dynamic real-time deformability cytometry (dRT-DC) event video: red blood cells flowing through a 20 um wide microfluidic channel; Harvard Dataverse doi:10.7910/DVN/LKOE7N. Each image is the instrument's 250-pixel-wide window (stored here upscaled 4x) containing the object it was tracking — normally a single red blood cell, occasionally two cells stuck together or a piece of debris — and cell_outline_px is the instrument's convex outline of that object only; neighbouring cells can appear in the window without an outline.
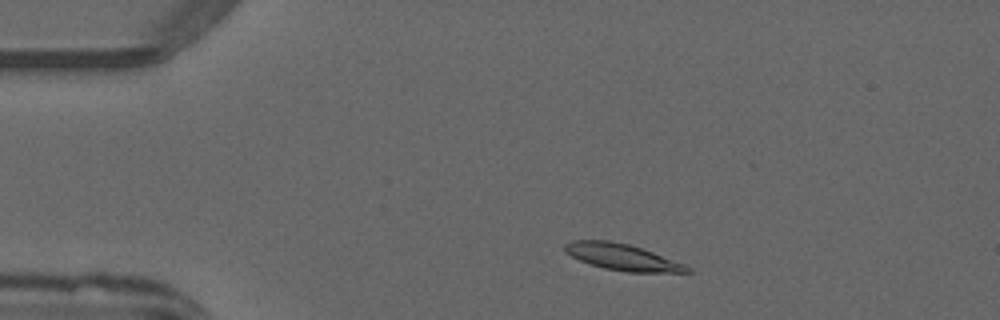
{"species": "common noctule bat (a hibernating species)", "species_latin": "Nyctalus noctula", "temperature_condition": "warm", "stored_images_in_passage": 13, "camera_frame_rate_fps": 3000, "um_per_image_px": 0.085, "animal": {"sex": "male", "forearm_length_mm": 52.5}, "frame": {"image": 1, "passage_image": 5, "time_ms": 1.333, "image_size_px": [1000, 320], "cell_outline_px": [[696, 272], [628, 272], [604, 268], [580, 260], [564, 252], [564, 244], [572, 240], [608, 240], [628, 244], [652, 252], [684, 264], [692, 268]], "centroid_in_image_um": [52.89, 21.85], "position_along_channel_um": 32.1, "area_um2": 18.61}}
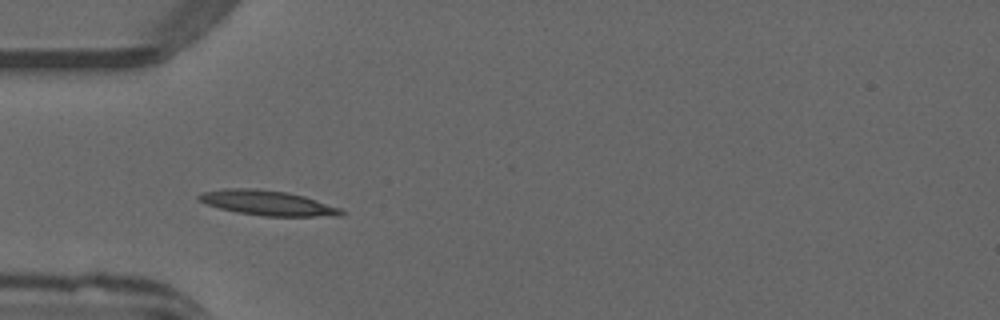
{"frame": {"image": 2, "passage_image": 11, "time_ms": 3.333, "image_size_px": [1000, 320], "cell_outline_px": [[348, 212], [340, 216], [264, 216], [236, 212], [220, 208], [208, 204], [200, 200], [196, 196], [200, 192], [224, 188], [256, 188], [288, 192], [304, 196], [340, 208]], "centroid_in_image_um": [22.75, 17.24], "position_along_channel_um": 62.2, "area_um2": 20.75}}